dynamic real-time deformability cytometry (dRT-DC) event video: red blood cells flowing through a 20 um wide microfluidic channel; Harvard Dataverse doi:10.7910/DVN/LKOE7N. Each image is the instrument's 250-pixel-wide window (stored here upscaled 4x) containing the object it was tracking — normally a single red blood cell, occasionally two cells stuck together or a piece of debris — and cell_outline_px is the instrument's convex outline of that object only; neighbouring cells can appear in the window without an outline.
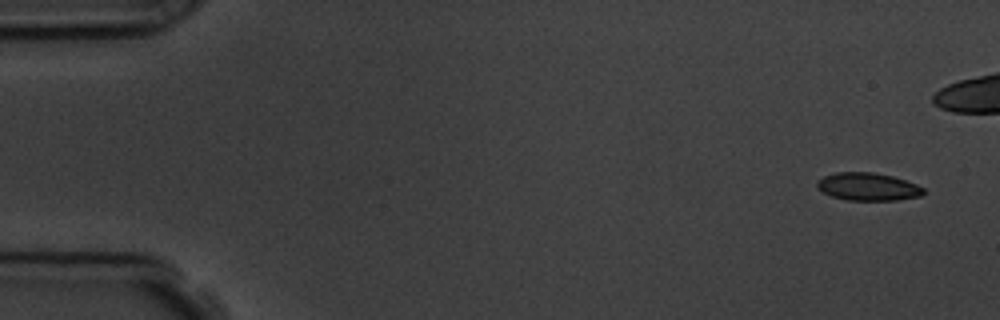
{"species": "common noctule bat (a hibernating species)", "species_latin": "Nyctalus noctula", "temperature_condition": "room temperature", "stored_images_in_passage": 5, "camera_frame_rate_fps": 3000, "um_per_image_px": 0.085, "animal": {"sex": "male", "body_mass_g": 19.5, "forearm_length_mm": 54.6}, "frame": {"image": 1, "passage_image": 1, "time_ms": 0.0, "image_size_px": [1000, 320], "cell_outline_px": [[924, 192], [920, 196], [896, 200], [848, 200], [832, 196], [816, 188], [816, 180], [824, 176], [836, 172], [872, 172], [892, 176], [916, 184], [924, 188]], "centroid_in_image_um": [73.74, 15.86], "position_along_channel_um": 11.3, "area_um2": 17.17}}